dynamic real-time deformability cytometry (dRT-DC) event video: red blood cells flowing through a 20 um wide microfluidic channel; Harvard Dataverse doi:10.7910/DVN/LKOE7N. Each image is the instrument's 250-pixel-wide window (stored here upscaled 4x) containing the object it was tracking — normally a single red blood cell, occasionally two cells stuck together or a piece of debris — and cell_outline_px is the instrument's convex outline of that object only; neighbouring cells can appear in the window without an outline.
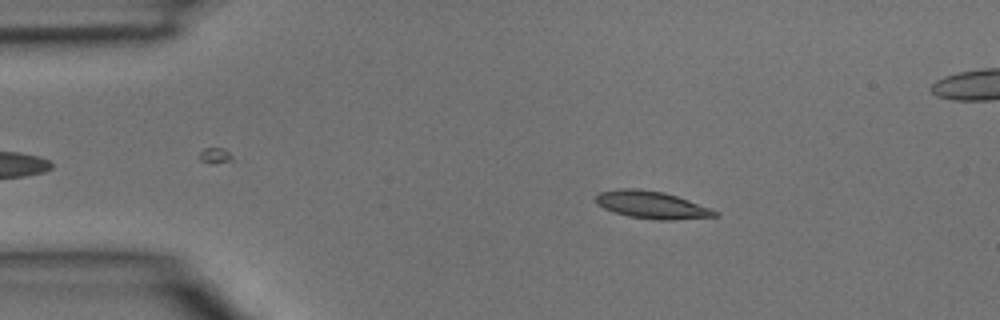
{"species": "common noctule bat (a hibernating species)", "species_latin": "Nyctalus noctula", "temperature_condition": "room temperature", "stored_images_in_passage": 3, "camera_frame_rate_fps": 3000, "um_per_image_px": 0.085, "animal": {"sex": "male", "body_mass_g": 15.6}, "frame": {"image": 1, "passage_image": 1, "time_ms": 0.0, "image_size_px": [1000, 320], "cell_outline_px": [[720, 216], [672, 220], [660, 220], [628, 216], [604, 208], [596, 204], [596, 196], [600, 192], [616, 188], [632, 188], [664, 192], [712, 208], [720, 212]], "centroid_in_image_um": [55.43, 17.41], "position_along_channel_um": 29.6, "area_um2": 19.02}}